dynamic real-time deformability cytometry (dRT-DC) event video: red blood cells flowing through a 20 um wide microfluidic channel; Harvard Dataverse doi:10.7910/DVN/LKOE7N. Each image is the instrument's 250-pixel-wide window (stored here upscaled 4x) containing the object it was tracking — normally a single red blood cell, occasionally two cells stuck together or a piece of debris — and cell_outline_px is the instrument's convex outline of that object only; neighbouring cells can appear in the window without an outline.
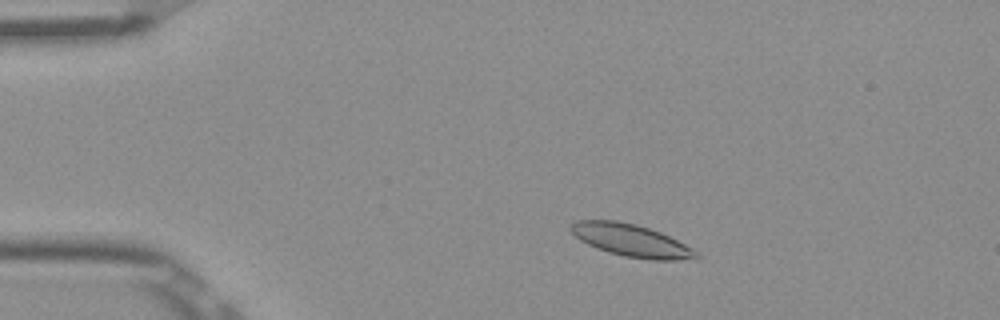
{"species": "Egyptian fruit bat (a non-hibernating species)", "species_latin": "Rousettus aegyptiacus", "temperature_condition": "room temperature", "stored_images_in_passage": 50, "camera_frame_rate_fps": 3000, "um_per_image_px": 0.085, "frame": {"image": 1, "passage_image": 7, "time_ms": 2.0, "image_size_px": [1000, 320], "cell_outline_px": [[700, 256], [676, 260], [652, 260], [624, 256], [608, 252], [588, 244], [580, 240], [568, 228], [576, 220], [616, 220], [636, 224], [660, 232], [692, 248]], "centroid_in_image_um": [53.6, 20.42], "position_along_channel_um": 31.4, "area_um2": 23.29}}
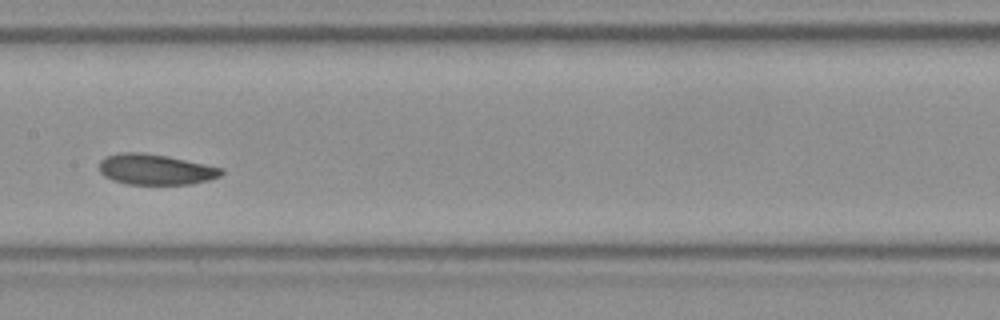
{"frame": {"image": 2, "passage_image": 24, "time_ms": 7.667, "image_size_px": [1000, 320], "cell_outline_px": [[224, 172], [220, 176], [208, 180], [192, 184], [128, 184], [112, 180], [104, 176], [100, 172], [100, 160], [104, 156], [120, 152], [140, 152], [168, 156], [224, 168]], "centroid_in_image_um": [13.21, 14.39], "position_along_channel_um": 194.2, "area_um2": 21.91}}
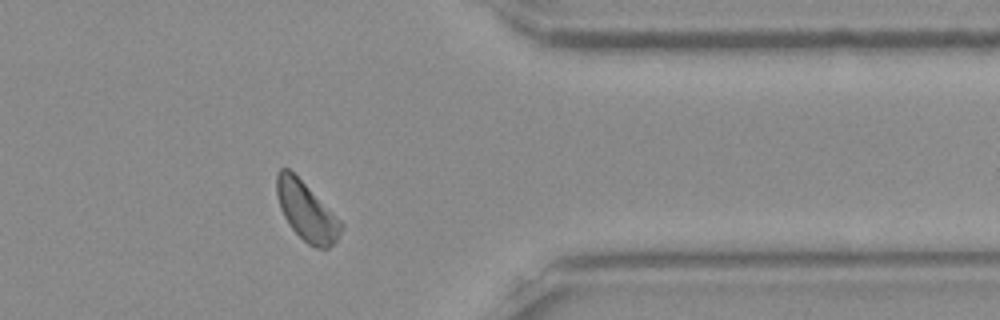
{"frame": {"image": 3, "passage_image": 40, "time_ms": 13.0, "image_size_px": [1000, 320], "cell_outline_px": [[344, 228], [336, 240], [328, 248], [316, 248], [308, 244], [292, 228], [284, 216], [280, 208], [276, 192], [276, 172], [280, 168], [288, 168], [344, 224]], "centroid_in_image_um": [26.04, 17.97], "position_along_channel_um": 385.4, "area_um2": 21.44}, "authors_computed_cell_mechanics": {"area_um2": 22.1952, "velocity_mm_per_s": 3.8432, "shape_relaxation_time_tau1_ms": 2.2196, "shape_relaxation_time_tau2_ms": 8.442, "deformation_change_tau1": 0.0706, "deformation_change_tau2": 0.1412}}